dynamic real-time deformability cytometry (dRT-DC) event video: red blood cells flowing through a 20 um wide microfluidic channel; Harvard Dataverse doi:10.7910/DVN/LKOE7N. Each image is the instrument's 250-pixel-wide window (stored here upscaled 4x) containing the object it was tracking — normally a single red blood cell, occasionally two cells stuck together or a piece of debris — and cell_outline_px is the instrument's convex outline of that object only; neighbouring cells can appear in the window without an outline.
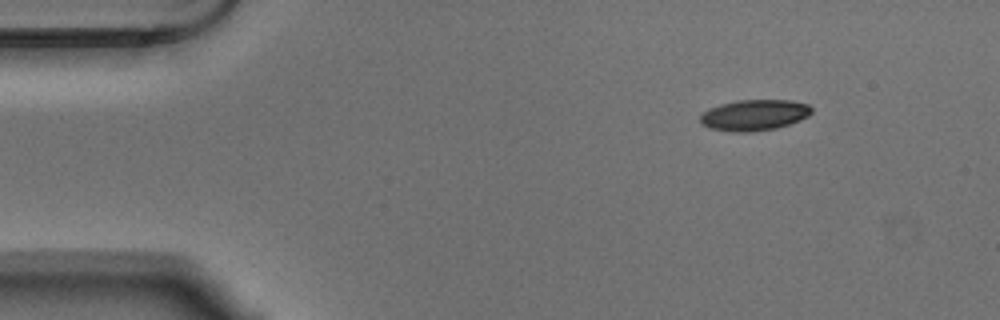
{"species": "Egyptian fruit bat (a non-hibernating species)", "species_latin": "Rousettus aegyptiacus", "temperature_condition": "warm", "stored_images_in_passage": 49, "camera_frame_rate_fps": 3000, "um_per_image_px": 0.085, "animal": {"sex": "male"}, "frame": {"image": 1, "passage_image": 1, "time_ms": 0.0, "image_size_px": [1000, 320], "cell_outline_px": [[812, 112], [808, 116], [800, 120], [776, 128], [752, 132], [732, 132], [708, 128], [700, 124], [700, 116], [708, 108], [720, 104], [736, 100], [788, 100], [808, 104], [812, 108]], "centroid_in_image_um": [64.08, 9.78], "position_along_channel_um": 20.9, "area_um2": 20.23}}
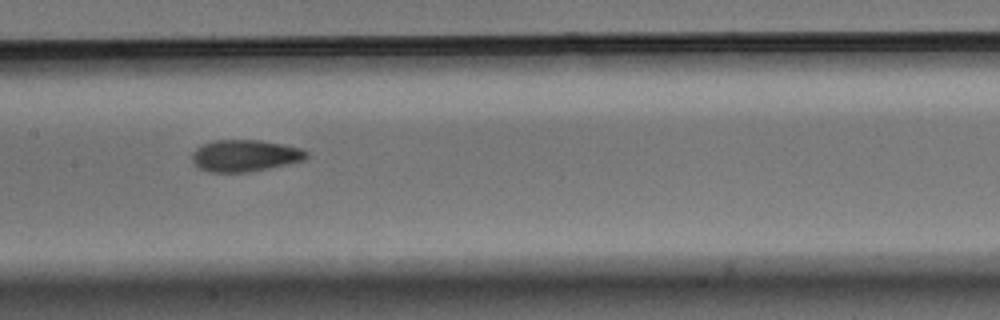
{"frame": {"image": 2, "passage_image": 21, "time_ms": 6.667, "image_size_px": [1000, 320], "cell_outline_px": [[308, 156], [304, 160], [288, 164], [248, 172], [208, 172], [200, 168], [192, 160], [192, 156], [196, 148], [204, 144], [216, 140], [260, 140], [284, 144], [300, 148], [308, 152]], "centroid_in_image_um": [20.85, 13.23], "position_along_channel_um": 186.6, "area_um2": 21.04}}
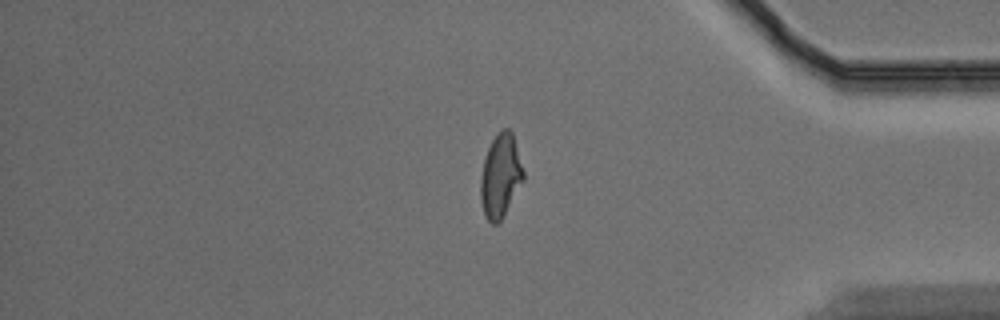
{"frame": {"image": 3, "passage_image": 40, "time_ms": 13.0, "image_size_px": [1000, 320], "cell_outline_px": [[524, 180], [504, 216], [496, 224], [492, 224], [488, 220], [484, 212], [480, 200], [480, 180], [484, 160], [488, 148], [492, 140], [504, 128], [508, 128], [512, 132], [524, 172]], "centroid_in_image_um": [42.54, 14.98], "position_along_channel_um": 392.7, "area_um2": 20.63}, "authors_computed_cell_mechanics": {"area_um2": 20.6346, "velocity_mm_per_s": 3.6583, "shape_relaxation_time_tau1_ms": 6.4015, "shape_relaxation_time_tau2_ms": 1.9742, "deformation_change_tau1": 0.1838, "deformation_change_tau2": 0.0761}}